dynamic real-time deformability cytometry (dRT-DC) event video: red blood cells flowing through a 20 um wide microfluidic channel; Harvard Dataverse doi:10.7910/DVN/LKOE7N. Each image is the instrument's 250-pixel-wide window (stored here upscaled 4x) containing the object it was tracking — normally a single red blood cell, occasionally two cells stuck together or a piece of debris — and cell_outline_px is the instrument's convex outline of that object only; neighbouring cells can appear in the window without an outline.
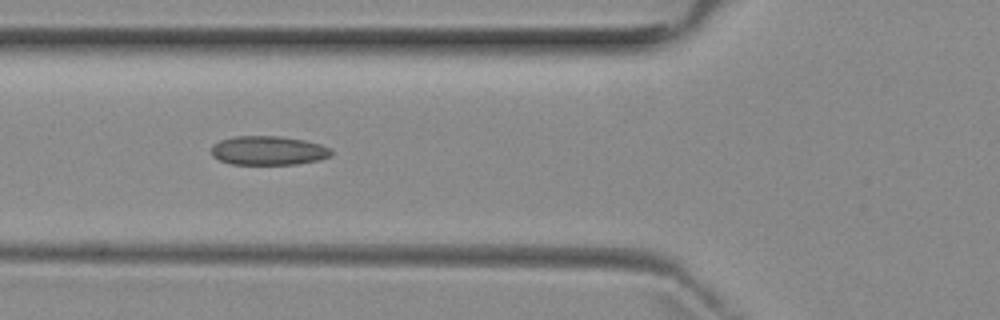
{"species": "common noctule bat (a hibernating species)", "species_latin": "Nyctalus noctula", "temperature_condition": "room temperature", "stored_images_in_passage": 5, "camera_frame_rate_fps": 3000, "um_per_image_px": 0.085, "animal": {"sex": "female", "body_mass_g": 29.2, "forearm_length_mm": 56.3}, "frame": {"image": 1, "passage_image": 3, "time_ms": 3.333, "image_size_px": [1000, 320], "cell_outline_px": [[332, 156], [320, 160], [296, 164], [232, 164], [220, 160], [212, 156], [212, 144], [220, 140], [236, 136], [280, 136], [304, 140], [320, 144], [332, 148]], "centroid_in_image_um": [22.84, 12.79], "position_along_channel_um": 103.0, "area_um2": 20.4}}
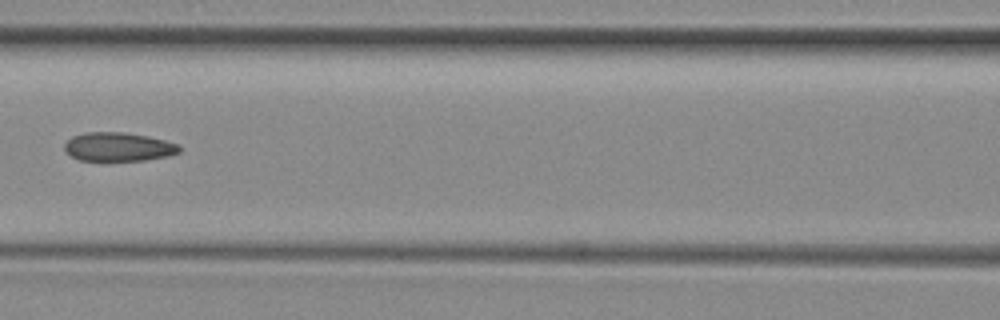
{"frame": {"image": 2, "passage_image": 4, "time_ms": 4.667, "image_size_px": [1000, 320], "cell_outline_px": [[180, 152], [168, 156], [144, 160], [80, 160], [72, 156], [64, 148], [64, 144], [72, 136], [88, 132], [124, 132], [164, 140], [180, 144]], "centroid_in_image_um": [10.08, 12.48], "position_along_channel_um": 156.5, "area_um2": 19.02}}
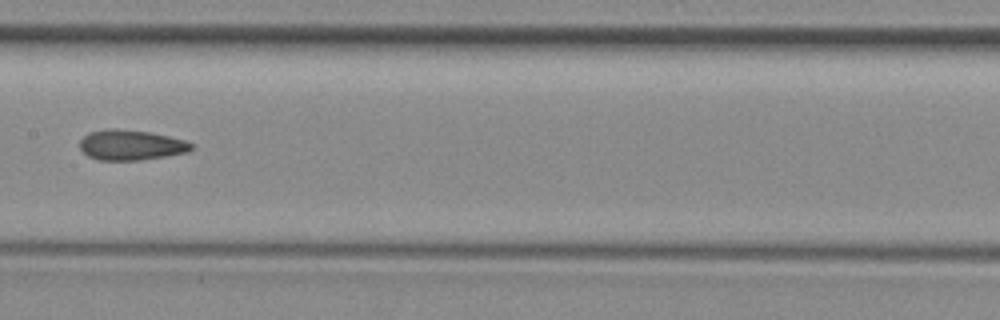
{"frame": {"image": 3, "passage_image": 5, "time_ms": 5.667, "image_size_px": [1000, 320], "cell_outline_px": [[192, 148], [188, 152], [140, 160], [100, 160], [88, 156], [80, 148], [80, 140], [88, 132], [104, 128], [116, 128], [148, 132], [168, 136], [184, 140], [192, 144]], "centroid_in_image_um": [11.09, 12.31], "position_along_channel_um": 196.3, "area_um2": 19.59}}